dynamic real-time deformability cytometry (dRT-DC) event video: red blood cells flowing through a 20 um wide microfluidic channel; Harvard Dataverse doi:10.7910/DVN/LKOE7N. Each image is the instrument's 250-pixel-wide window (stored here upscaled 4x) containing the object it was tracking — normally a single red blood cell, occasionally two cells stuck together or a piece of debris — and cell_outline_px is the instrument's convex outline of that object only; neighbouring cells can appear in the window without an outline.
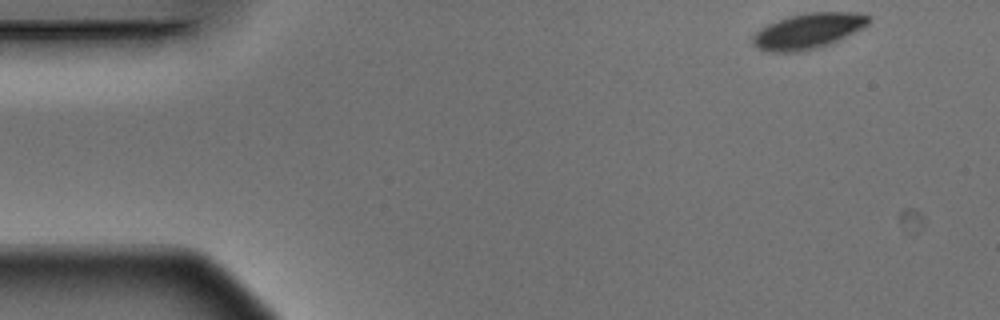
{"species": "Egyptian fruit bat (a non-hibernating species)", "species_latin": "Rousettus aegyptiacus", "temperature_condition": "warm", "stored_images_in_passage": 5, "camera_frame_rate_fps": 3000, "um_per_image_px": 0.085, "animal": {"sex": "male"}, "frame": {"image": 1, "passage_image": 1, "time_ms": 0.0, "image_size_px": [1000, 320], "cell_outline_px": [[872, 20], [868, 24], [820, 48], [800, 52], [768, 52], [756, 48], [752, 44], [752, 36], [760, 28], [768, 24], [792, 16], [808, 12], [852, 12], [872, 16]], "centroid_in_image_um": [68.65, 2.65], "position_along_channel_um": 16.3, "area_um2": 23.76}}
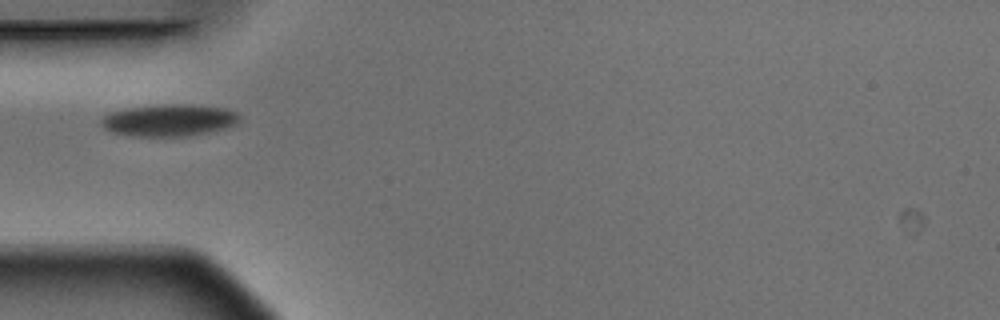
{"frame": {"image": 2, "passage_image": 4, "time_ms": 1.0, "image_size_px": [1000, 320], "cell_outline_px": [[240, 120], [236, 124], [228, 128], [208, 132], [184, 136], [132, 136], [112, 132], [104, 128], [100, 124], [100, 120], [104, 116], [112, 112], [124, 108], [164, 104], [192, 104], [228, 108], [236, 112], [240, 116]], "centroid_in_image_um": [14.4, 10.21], "position_along_channel_um": 70.6, "area_um2": 26.01}}
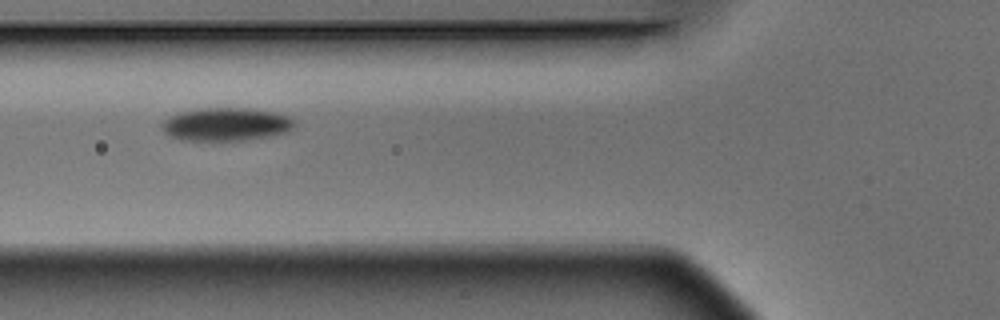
{"frame": {"image": 3, "passage_image": 5, "time_ms": 1.333, "image_size_px": [1000, 320], "cell_outline_px": [[296, 124], [288, 132], [268, 136], [244, 140], [180, 140], [168, 136], [164, 132], [160, 124], [164, 120], [180, 112], [204, 108], [248, 108], [276, 112], [288, 116]], "centroid_in_image_um": [19.21, 10.57], "position_along_channel_um": 106.6, "area_um2": 25.55}}